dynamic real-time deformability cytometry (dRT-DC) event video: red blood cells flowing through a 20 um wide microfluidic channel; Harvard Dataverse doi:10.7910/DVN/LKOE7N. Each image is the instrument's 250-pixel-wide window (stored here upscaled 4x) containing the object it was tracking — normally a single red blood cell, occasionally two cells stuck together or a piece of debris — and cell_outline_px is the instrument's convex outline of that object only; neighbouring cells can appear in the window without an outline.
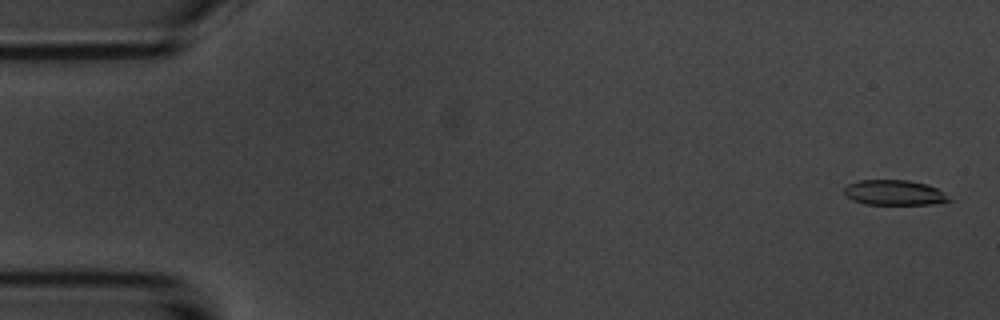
{"species": "common noctule bat (a hibernating species)", "species_latin": "Nyctalus noctula", "temperature_condition": "room temperature", "stored_images_in_passage": 6, "camera_frame_rate_fps": 3000, "um_per_image_px": 0.085, "animal": {"sex": "male", "body_mass_g": 20.1, "forearm_length_mm": 53.5}, "frame": {"image": 1, "passage_image": 1, "time_ms": 0.0, "image_size_px": [1000, 320], "cell_outline_px": [[952, 200], [932, 204], [864, 204], [852, 200], [844, 196], [844, 188], [848, 184], [860, 180], [908, 180], [928, 184], [936, 188]], "centroid_in_image_um": [75.96, 16.37], "position_along_channel_um": 9.0, "area_um2": 15.32}}